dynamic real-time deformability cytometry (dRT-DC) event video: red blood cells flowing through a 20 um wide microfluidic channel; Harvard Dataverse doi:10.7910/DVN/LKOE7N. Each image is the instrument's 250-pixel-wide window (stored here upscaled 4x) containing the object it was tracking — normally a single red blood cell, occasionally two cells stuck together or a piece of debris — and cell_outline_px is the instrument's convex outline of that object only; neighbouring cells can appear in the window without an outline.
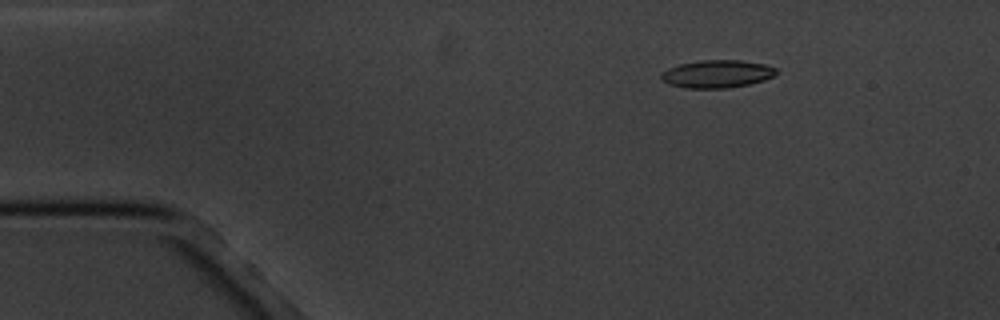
{"species": "common noctule bat (a hibernating species)", "species_latin": "Nyctalus noctula", "temperature_condition": "cold", "stored_images_in_passage": 4, "camera_frame_rate_fps": 3000, "um_per_image_px": 0.085, "animal": {"sex": "male", "body_mass_g": 20.1, "forearm_length_mm": 53.5}, "frame": {"image": 1, "passage_image": 2, "time_ms": 2.0, "image_size_px": [1000, 320], "cell_outline_px": [[776, 72], [772, 76], [764, 80], [748, 84], [728, 88], [684, 88], [668, 84], [660, 80], [660, 72], [668, 68], [680, 64], [700, 60], [740, 60], [764, 64], [776, 68]], "centroid_in_image_um": [60.88, 6.28], "position_along_channel_um": 24.1, "area_um2": 18.67}}